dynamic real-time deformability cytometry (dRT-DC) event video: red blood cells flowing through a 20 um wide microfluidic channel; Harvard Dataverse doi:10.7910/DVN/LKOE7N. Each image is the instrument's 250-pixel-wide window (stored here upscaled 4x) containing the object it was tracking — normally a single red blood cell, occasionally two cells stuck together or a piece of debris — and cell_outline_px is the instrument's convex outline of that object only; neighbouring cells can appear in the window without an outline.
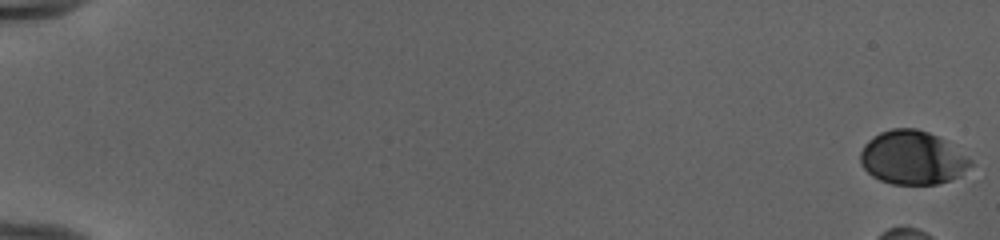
{"species": "human", "species_latin": "Homo sapiens", "temperature_condition": "cold", "stored_images_in_passage": 10, "camera_frame_rate_fps": 3000, "um_per_image_px": 0.085, "donor": {"sex": "female"}, "frame": {"image": 1, "passage_image": 1, "time_ms": 0.0, "image_size_px": [1000, 240], "cell_outline_px": [[972, 164], [960, 176], [936, 184], [892, 184], [880, 180], [872, 176], [860, 164], [860, 152], [864, 144], [872, 136], [880, 132], [892, 128], [916, 128], [928, 132], [944, 140], [972, 160]], "centroid_in_image_um": [77.52, 13.4], "position_along_channel_um": 7.5, "area_um2": 34.33}}